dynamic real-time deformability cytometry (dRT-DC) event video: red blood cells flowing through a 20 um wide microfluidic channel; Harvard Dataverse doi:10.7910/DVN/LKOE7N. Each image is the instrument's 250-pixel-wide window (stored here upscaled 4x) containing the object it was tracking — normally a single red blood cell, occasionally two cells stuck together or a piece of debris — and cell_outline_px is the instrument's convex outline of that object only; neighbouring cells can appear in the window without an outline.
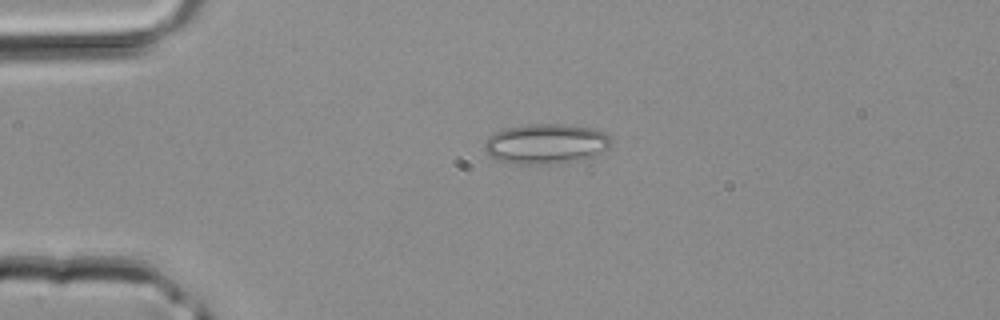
{"species": "common noctule bat (a hibernating species)", "species_latin": "Nyctalus noctula", "temperature_condition": "room temperature", "stored_images_in_passage": 32, "camera_frame_rate_fps": 3000, "um_per_image_px": 0.085, "animal": {"sex": "male", "body_mass_g": 20.4}, "frame": {"image": 1, "passage_image": 2, "time_ms": 0.333, "image_size_px": [1000, 320], "cell_outline_px": [[608, 148], [592, 156], [560, 164], [516, 164], [496, 160], [484, 152], [484, 144], [488, 136], [504, 128], [528, 124], [560, 124], [592, 128], [604, 132], [608, 136]], "centroid_in_image_um": [46.32, 12.23], "position_along_channel_um": 38.7, "area_um2": 29.54}}
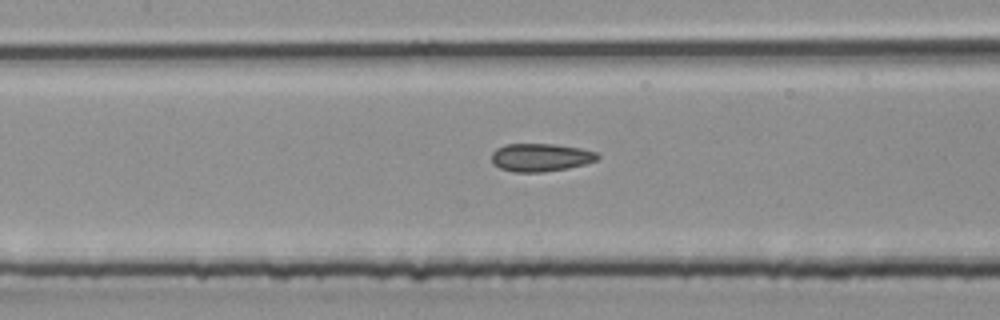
{"frame": {"image": 2, "passage_image": 11, "time_ms": 3.333, "image_size_px": [1000, 320], "cell_outline_px": [[600, 156], [596, 160], [584, 164], [568, 168], [544, 172], [512, 172], [500, 168], [492, 164], [492, 152], [496, 148], [504, 144], [552, 144], [580, 148], [596, 152]], "centroid_in_image_um": [45.91, 13.38], "position_along_channel_um": 161.5, "area_um2": 17.34}}
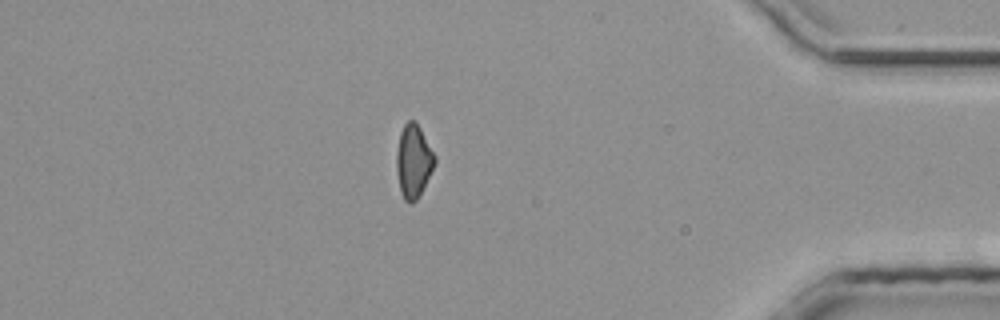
{"frame": {"image": 3, "passage_image": 27, "time_ms": 8.667, "image_size_px": [1000, 320], "cell_outline_px": [[436, 164], [424, 188], [416, 200], [412, 204], [408, 204], [404, 200], [400, 192], [396, 172], [396, 152], [400, 132], [404, 124], [408, 120], [412, 120], [420, 128], [436, 156]], "centroid_in_image_um": [35.14, 13.74], "position_along_channel_um": 400.1, "area_um2": 16.59}}